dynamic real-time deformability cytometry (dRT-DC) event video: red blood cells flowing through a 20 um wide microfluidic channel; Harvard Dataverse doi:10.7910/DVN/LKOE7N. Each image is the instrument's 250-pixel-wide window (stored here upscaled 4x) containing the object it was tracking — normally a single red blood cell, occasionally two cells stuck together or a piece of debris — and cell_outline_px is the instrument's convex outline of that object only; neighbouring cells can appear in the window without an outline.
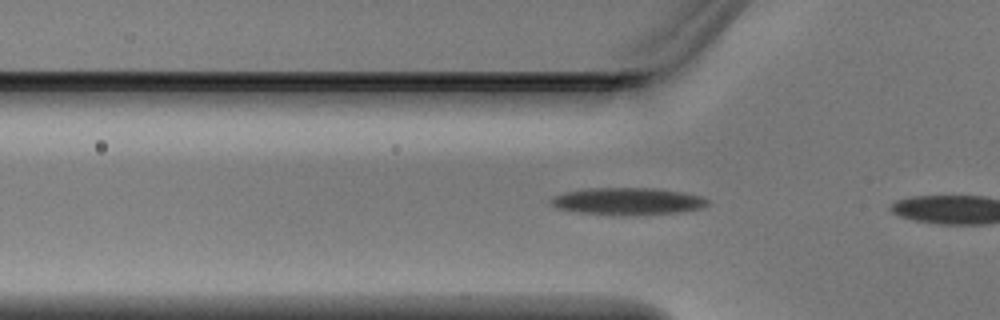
{"species": "Egyptian fruit bat (a non-hibernating species)", "species_latin": "Rousettus aegyptiacus", "temperature_condition": "warm", "stored_images_in_passage": 3, "segment_of_instrument_passage": [2, 2], "camera_frame_rate_fps": 3000, "um_per_image_px": 0.085, "animal": {"sex": "male"}, "frame": {"image": 1, "passage_image": 3, "time_ms": 0.667, "image_size_px": [1000, 320], "cell_outline_px": [[708, 204], [704, 208], [680, 212], [580, 212], [560, 208], [552, 204], [548, 200], [552, 196], [564, 192], [584, 188], [660, 188], [684, 192], [700, 196], [708, 200]], "centroid_in_image_um": [53.37, 17.04], "position_along_channel_um": 72.4, "area_um2": 23.58}}